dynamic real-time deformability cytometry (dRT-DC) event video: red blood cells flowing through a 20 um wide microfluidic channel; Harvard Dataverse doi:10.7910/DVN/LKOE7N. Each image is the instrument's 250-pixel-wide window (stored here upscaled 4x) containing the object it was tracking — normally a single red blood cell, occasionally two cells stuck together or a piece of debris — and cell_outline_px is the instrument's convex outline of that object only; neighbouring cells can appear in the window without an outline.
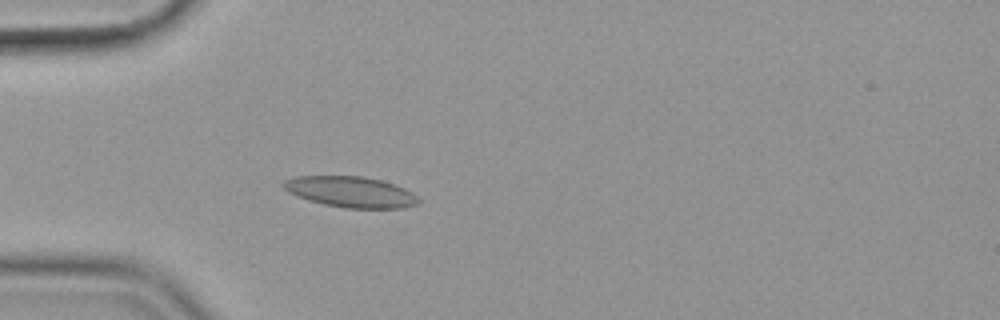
{"species": "common noctule bat (a hibernating species)", "species_latin": "Nyctalus noctula", "temperature_condition": "cold", "stored_images_in_passage": 46, "camera_frame_rate_fps": 3000, "um_per_image_px": 0.085, "animal": {"sex": "female", "body_mass_g": 19.9}, "frame": {"image": 1, "passage_image": 16, "time_ms": 5.0, "image_size_px": [1000, 320], "cell_outline_px": [[420, 204], [404, 208], [344, 208], [324, 204], [308, 200], [296, 196], [288, 192], [280, 184], [284, 180], [296, 176], [364, 176], [396, 184], [412, 192], [420, 200]], "centroid_in_image_um": [29.81, 16.31], "position_along_channel_um": 55.2, "area_um2": 24.51}}
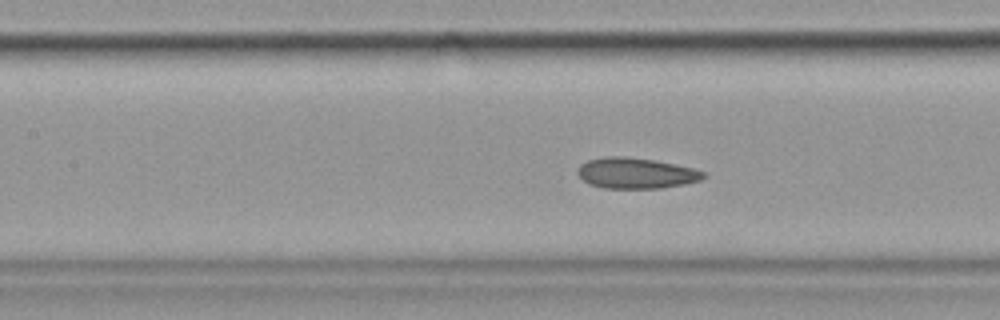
{"frame": {"image": 2, "passage_image": 25, "time_ms": 8.0, "image_size_px": [1000, 320], "cell_outline_px": [[704, 176], [700, 180], [684, 184], [660, 188], [604, 188], [588, 184], [576, 172], [580, 164], [588, 160], [608, 156], [624, 156], [656, 160], [692, 168], [704, 172]], "centroid_in_image_um": [54.02, 14.71], "position_along_channel_um": 153.4, "area_um2": 22.43}}
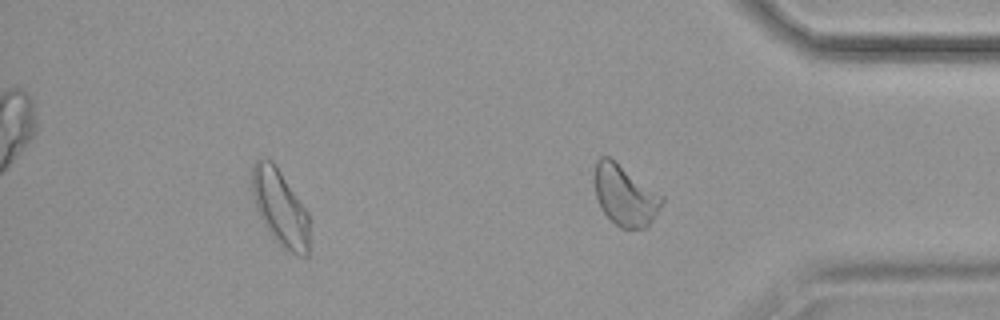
{"frame": {"image": 3, "passage_image": 45, "time_ms": 14.667, "image_size_px": [1000, 320], "cell_outline_px": [[308, 256], [300, 256], [284, 248], [272, 236], [264, 224], [256, 208], [252, 192], [252, 164], [256, 160], [272, 160], [308, 212]], "centroid_in_image_um": [23.8, 17.65], "position_along_channel_um": 411.4, "area_um2": 24.91}, "authors_computed_cell_mechanics": {"area_um2": 23.1489, "velocity_mm_per_s": 3.5495, "shape_relaxation_time_tau1_ms": 7.6712, "shape_relaxation_time_tau2_ms": 2.2679, "deformation_change_tau1": 0.1349, "deformation_change_tau2": 0.0821}}